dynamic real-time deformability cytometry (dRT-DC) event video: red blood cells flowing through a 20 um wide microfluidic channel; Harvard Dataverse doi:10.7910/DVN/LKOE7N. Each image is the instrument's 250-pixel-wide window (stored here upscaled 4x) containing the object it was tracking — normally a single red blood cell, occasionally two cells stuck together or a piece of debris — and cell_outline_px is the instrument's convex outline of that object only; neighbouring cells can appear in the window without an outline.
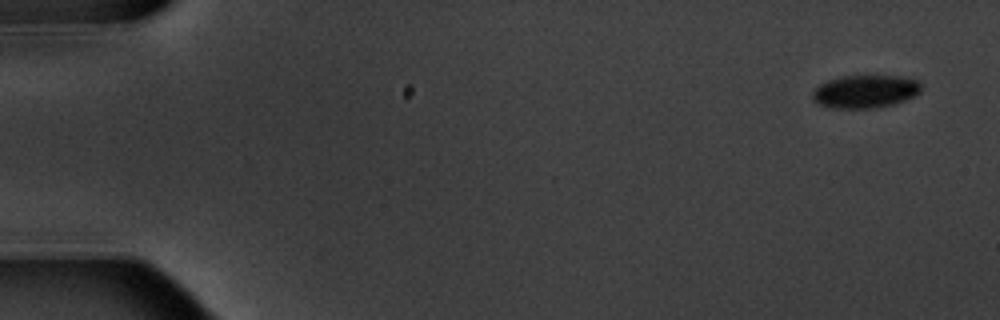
{"species": "common noctule bat (a hibernating species)", "species_latin": "Nyctalus noctula", "temperature_condition": "warm", "stored_images_in_passage": 8, "camera_frame_rate_fps": 3000, "um_per_image_px": 0.085, "animal": {"sex": "male", "body_mass_g": 20.1, "forearm_length_mm": 53.5}, "frame": {"image": 1, "passage_image": 1, "time_ms": 0.0, "image_size_px": [1000, 320], "cell_outline_px": [[920, 92], [916, 96], [892, 104], [876, 108], [828, 108], [816, 104], [812, 100], [812, 92], [820, 84], [828, 80], [840, 76], [904, 76], [920, 80]], "centroid_in_image_um": [73.53, 7.78], "position_along_channel_um": 11.5, "area_um2": 21.15}}
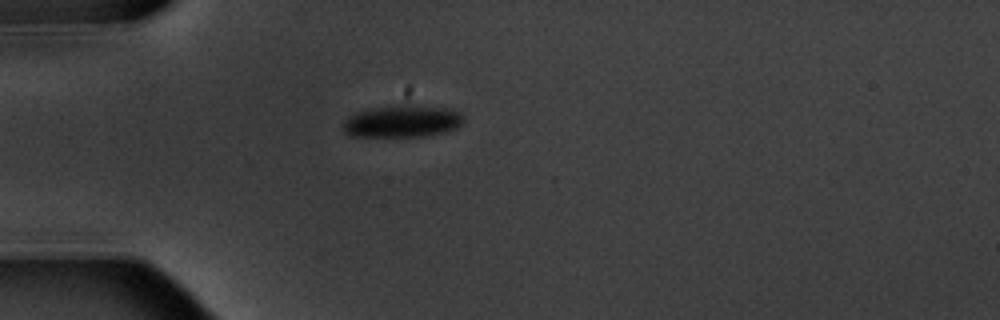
{"frame": {"image": 2, "passage_image": 5, "time_ms": 4.667, "image_size_px": [1000, 320], "cell_outline_px": [[464, 120], [456, 128], [444, 132], [424, 136], [352, 136], [344, 132], [344, 120], [348, 116], [356, 112], [376, 108], [400, 104], [412, 104], [452, 108], [460, 112], [464, 116]], "centroid_in_image_um": [34.24, 10.29], "position_along_channel_um": 50.8, "area_um2": 22.72}}